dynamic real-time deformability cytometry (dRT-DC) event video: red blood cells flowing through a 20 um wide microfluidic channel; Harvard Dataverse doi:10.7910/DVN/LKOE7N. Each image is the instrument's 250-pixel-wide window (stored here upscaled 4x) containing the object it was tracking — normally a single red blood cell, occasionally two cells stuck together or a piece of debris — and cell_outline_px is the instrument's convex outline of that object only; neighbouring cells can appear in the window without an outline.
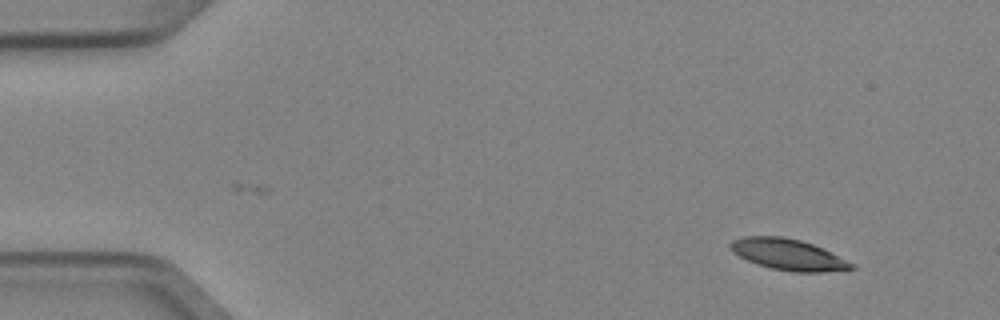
{"species": "Egyptian fruit bat (a non-hibernating species)", "species_latin": "Rousettus aegyptiacus", "temperature_condition": "cold", "stored_images_in_passage": 3, "camera_frame_rate_fps": 3000, "um_per_image_px": 0.085, "animal": {"sex": "female"}, "frame": {"image": 1, "passage_image": 1, "time_ms": 0.0, "image_size_px": [1000, 320], "cell_outline_px": [[856, 268], [824, 272], [796, 272], [772, 268], [748, 260], [732, 252], [728, 244], [732, 240], [744, 236], [784, 236], [800, 240], [812, 244], [852, 264]], "centroid_in_image_um": [66.92, 21.62], "position_along_channel_um": 18.1, "area_um2": 21.39}}